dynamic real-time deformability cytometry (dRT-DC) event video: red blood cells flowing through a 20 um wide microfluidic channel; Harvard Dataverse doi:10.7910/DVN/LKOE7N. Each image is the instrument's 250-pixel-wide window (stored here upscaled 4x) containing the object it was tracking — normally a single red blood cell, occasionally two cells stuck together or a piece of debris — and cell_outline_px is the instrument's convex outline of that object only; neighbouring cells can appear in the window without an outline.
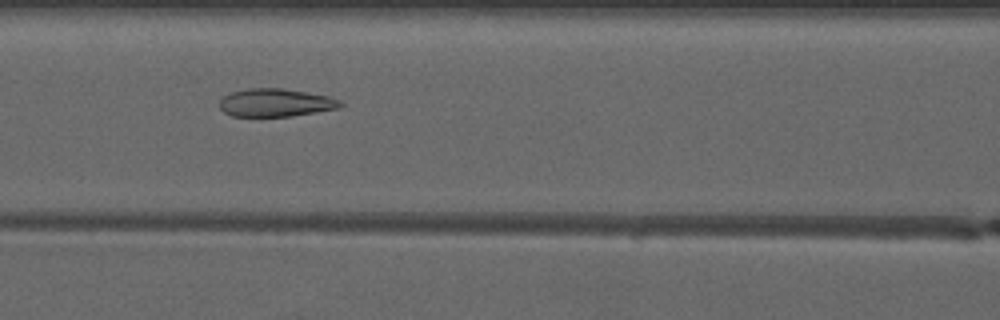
{"species": "common noctule bat (a hibernating species)", "species_latin": "Nyctalus noctula", "temperature_condition": "warm", "stored_images_in_passage": 8, "camera_frame_rate_fps": 3000, "um_per_image_px": 0.085, "animal": {"sex": "male", "forearm_length_mm": 52.5}, "frame": {"image": 1, "passage_image": 7, "time_ms": 6.667, "image_size_px": [1000, 320], "cell_outline_px": [[344, 104], [340, 108], [292, 116], [232, 116], [224, 112], [220, 108], [220, 100], [224, 96], [232, 92], [248, 88], [280, 88], [328, 96], [340, 100]], "centroid_in_image_um": [23.43, 8.73], "position_along_channel_um": 143.2, "area_um2": 19.59}}
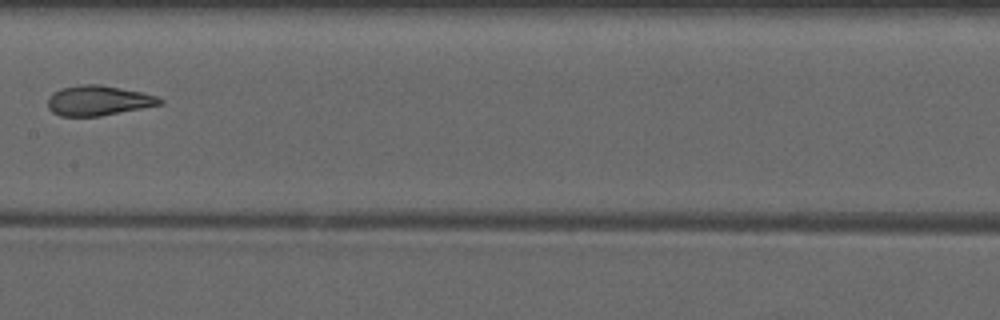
{"frame": {"image": 2, "passage_image": 8, "time_ms": 8.0, "image_size_px": [1000, 320], "cell_outline_px": [[164, 104], [100, 116], [60, 116], [52, 112], [48, 108], [48, 96], [52, 92], [60, 88], [84, 84], [100, 84], [140, 92], [156, 96], [164, 100]], "centroid_in_image_um": [8.34, 8.55], "position_along_channel_um": 199.1, "area_um2": 19.65}}